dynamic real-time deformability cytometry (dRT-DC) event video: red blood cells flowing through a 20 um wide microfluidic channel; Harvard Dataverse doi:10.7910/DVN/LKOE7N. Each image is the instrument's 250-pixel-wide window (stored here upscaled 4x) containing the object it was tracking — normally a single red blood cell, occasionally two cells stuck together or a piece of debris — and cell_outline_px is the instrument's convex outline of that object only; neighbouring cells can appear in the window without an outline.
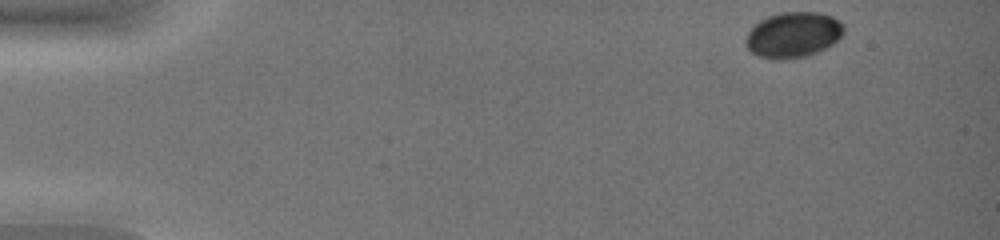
{"species": "common noctule bat (a hibernating species)", "species_latin": "Nyctalus noctula", "temperature_condition": "warm", "stored_images_in_passage": 43, "camera_frame_rate_fps": 3000, "um_per_image_px": 0.085, "animal": {"sex": "female", "body_mass_g": 19.0, "forearm_length_mm": 51.5}, "frame": {"image": 1, "passage_image": 1, "time_ms": 0.0, "image_size_px": [1000, 240], "cell_outline_px": [[844, 32], [832, 44], [816, 52], [804, 56], [784, 60], [776, 60], [760, 56], [752, 52], [744, 44], [744, 40], [748, 32], [760, 20], [768, 16], [784, 12], [820, 12], [832, 16], [840, 20], [844, 24]], "centroid_in_image_um": [67.42, 2.95], "position_along_channel_um": 17.6, "area_um2": 26.01}}
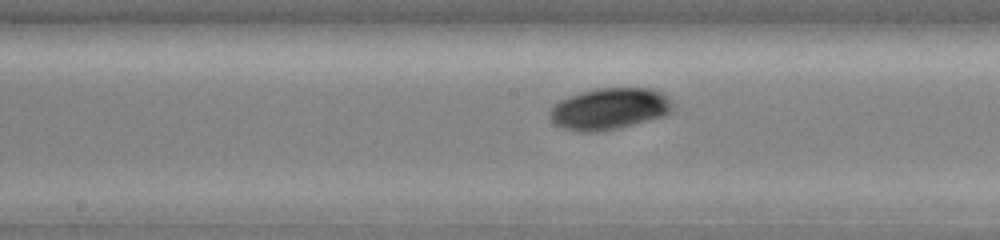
{"frame": {"image": 2, "passage_image": 23, "time_ms": 7.333, "image_size_px": [1000, 240], "cell_outline_px": [[676, 108], [672, 112], [664, 116], [600, 132], [576, 132], [560, 128], [548, 116], [548, 112], [560, 100], [568, 96], [596, 88], [652, 88], [664, 92], [668, 96]], "centroid_in_image_um": [51.83, 9.24], "position_along_channel_um": 196.4, "area_um2": 30.11}}
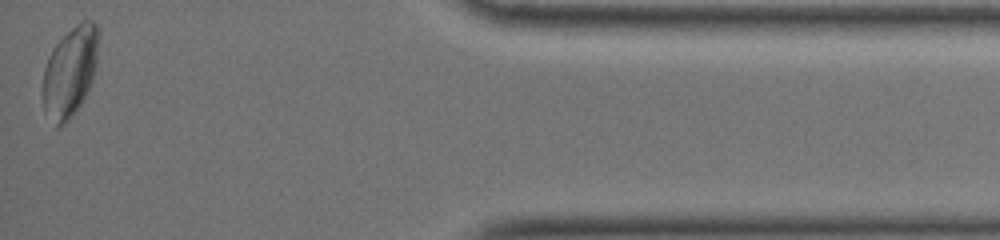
{"frame": {"image": 3, "passage_image": 43, "time_ms": 14.0, "image_size_px": [1000, 240], "cell_outline_px": [[100, 28], [96, 64], [92, 80], [80, 104], [68, 120], [64, 124], [56, 128], [44, 108], [44, 68], [56, 44], [76, 24], [84, 20], [92, 20]], "centroid_in_image_um": [5.99, 6.05], "position_along_channel_um": 429.2, "area_um2": 28.55}, "authors_computed_cell_mechanics": {"area_um2": 28.4376, "velocity_mm_per_s": 4.134, "shape_relaxation_time_tau1_ms": 1.8424, "shape_relaxation_time_tau2_ms": null, "deformation_change_tau1": 0.0368, "deformation_change_tau2": null}}